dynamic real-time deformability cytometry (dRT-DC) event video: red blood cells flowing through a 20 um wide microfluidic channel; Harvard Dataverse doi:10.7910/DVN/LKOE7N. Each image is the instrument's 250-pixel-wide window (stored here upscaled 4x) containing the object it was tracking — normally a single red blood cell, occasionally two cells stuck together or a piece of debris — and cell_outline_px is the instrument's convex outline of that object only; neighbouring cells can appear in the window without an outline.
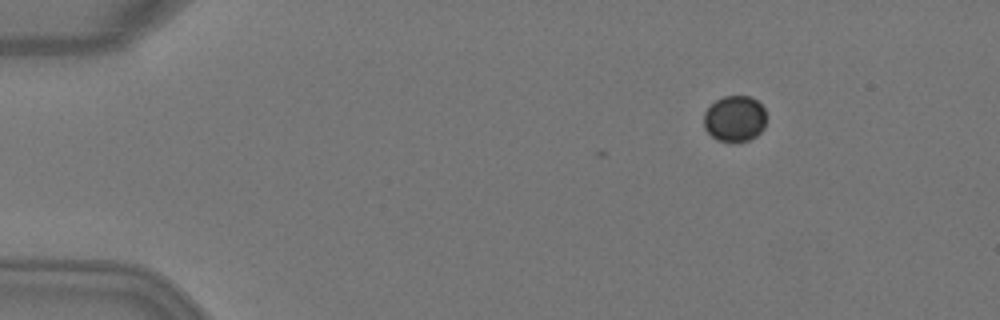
{"species": "Egyptian fruit bat (a non-hibernating species)", "species_latin": "Rousettus aegyptiacus", "temperature_condition": "warm", "stored_images_in_passage": 6, "camera_frame_rate_fps": 3000, "um_per_image_px": 0.085, "animal": {"sex": "female"}, "frame": {"image": 1, "passage_image": 2, "time_ms": 0.333, "image_size_px": [1000, 320], "cell_outline_px": [[768, 116], [764, 128], [756, 136], [748, 140], [716, 140], [704, 128], [704, 112], [716, 100], [724, 96], [752, 96], [764, 108]], "centroid_in_image_um": [62.48, 10.06], "position_along_channel_um": 22.5, "area_um2": 16.76}}
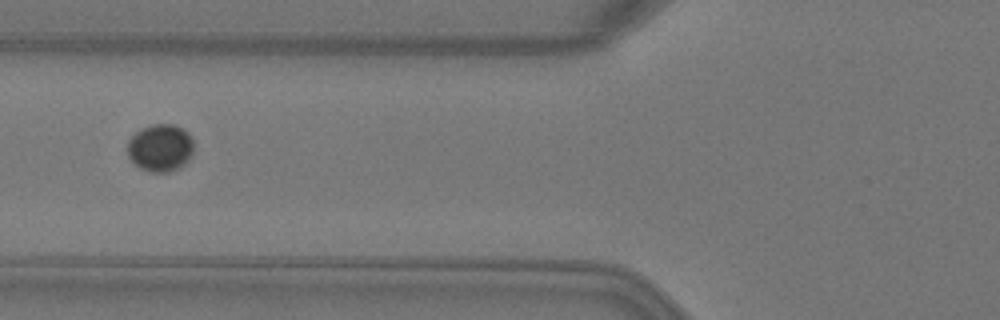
{"frame": {"image": 2, "passage_image": 5, "time_ms": 1.333, "image_size_px": [1000, 320], "cell_outline_px": [[192, 152], [188, 160], [180, 168], [168, 172], [152, 172], [140, 168], [132, 164], [128, 156], [128, 140], [140, 128], [152, 124], [176, 124], [184, 128], [192, 136]], "centroid_in_image_um": [13.62, 12.55], "position_along_channel_um": 112.2, "area_um2": 18.61}}